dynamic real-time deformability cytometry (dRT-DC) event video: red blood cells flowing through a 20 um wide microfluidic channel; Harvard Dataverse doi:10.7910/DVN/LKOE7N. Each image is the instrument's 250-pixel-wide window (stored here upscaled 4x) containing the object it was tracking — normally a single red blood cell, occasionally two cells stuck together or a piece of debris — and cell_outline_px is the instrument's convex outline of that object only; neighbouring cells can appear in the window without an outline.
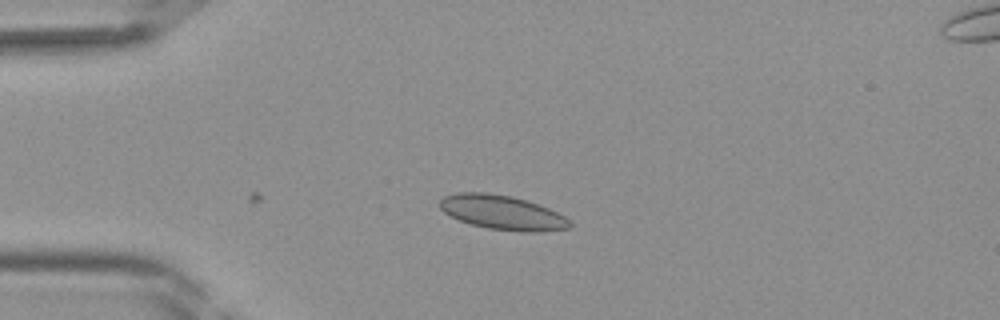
{"species": "Egyptian fruit bat (a non-hibernating species)", "species_latin": "Rousettus aegyptiacus", "temperature_condition": "room temperature", "stored_images_in_passage": 5, "camera_frame_rate_fps": 3000, "um_per_image_px": 0.085, "frame": {"image": 1, "passage_image": 5, "time_ms": 1.333, "image_size_px": [1000, 320], "cell_outline_px": [[572, 228], [536, 232], [520, 232], [488, 228], [472, 224], [460, 220], [444, 212], [440, 208], [440, 200], [444, 196], [456, 192], [484, 192], [512, 196], [528, 200], [548, 208], [564, 216], [572, 224]], "centroid_in_image_um": [42.71, 18.06], "position_along_channel_um": 42.3, "area_um2": 26.01}}